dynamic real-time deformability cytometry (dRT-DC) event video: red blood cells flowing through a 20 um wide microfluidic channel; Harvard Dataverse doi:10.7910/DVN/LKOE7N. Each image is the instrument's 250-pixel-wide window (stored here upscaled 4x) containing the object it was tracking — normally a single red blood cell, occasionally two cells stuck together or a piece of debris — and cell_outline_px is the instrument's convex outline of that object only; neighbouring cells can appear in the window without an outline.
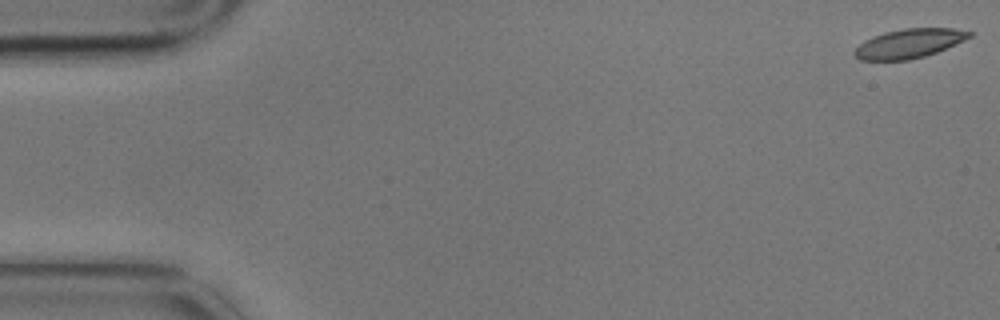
{"species": "common noctule bat (a hibernating species)", "species_latin": "Nyctalus noctula", "temperature_condition": "cold", "stored_images_in_passage": 7, "camera_frame_rate_fps": 3000, "um_per_image_px": 0.085, "animal": {"sex": "male", "body_mass_g": 17.9}, "frame": {"image": 1, "passage_image": 1, "time_ms": 0.0, "image_size_px": [1000, 320], "cell_outline_px": [[972, 36], [964, 40], [936, 52], [924, 56], [908, 60], [860, 60], [852, 52], [864, 40], [872, 36], [884, 32], [904, 28], [952, 28], [972, 32]], "centroid_in_image_um": [77.24, 3.69], "position_along_channel_um": 7.8, "area_um2": 19.42}}
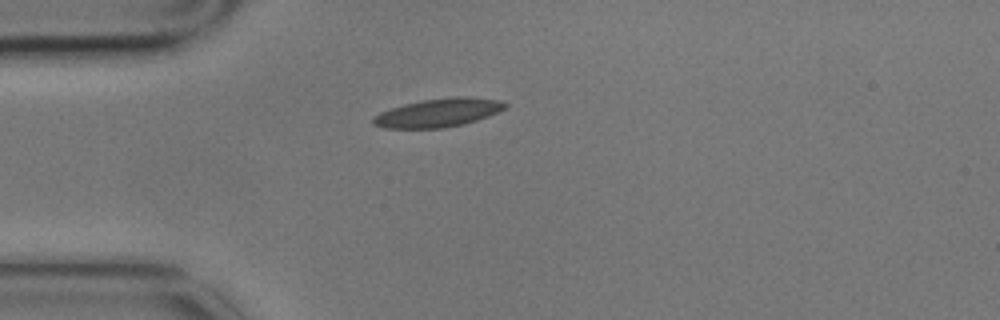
{"frame": {"image": 2, "passage_image": 5, "time_ms": 1.333, "image_size_px": [1000, 320], "cell_outline_px": [[508, 104], [504, 108], [488, 116], [464, 124], [444, 128], [384, 128], [372, 124], [372, 116], [380, 112], [404, 104], [424, 100], [456, 96], [464, 96], [496, 100]], "centroid_in_image_um": [37.2, 9.59], "position_along_channel_um": 47.8, "area_um2": 21.68}}